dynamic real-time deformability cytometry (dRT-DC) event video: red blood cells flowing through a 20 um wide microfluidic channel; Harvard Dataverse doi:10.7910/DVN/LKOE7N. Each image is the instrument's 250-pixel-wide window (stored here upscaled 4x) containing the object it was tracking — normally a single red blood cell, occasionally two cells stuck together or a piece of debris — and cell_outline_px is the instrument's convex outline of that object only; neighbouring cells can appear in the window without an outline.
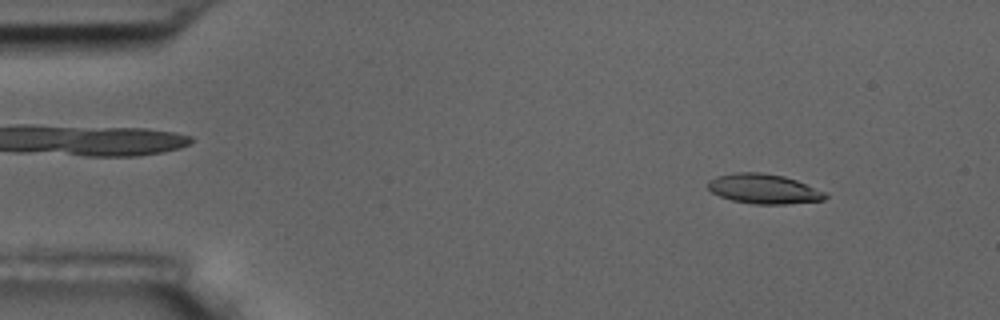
{"species": "common noctule bat (a hibernating species)", "species_latin": "Nyctalus noctula", "temperature_condition": "room temperature", "stored_images_in_passage": 4, "camera_frame_rate_fps": 3000, "um_per_image_px": 0.085, "animal": {"sex": "male", "body_mass_g": 17.5, "forearm_length_mm": 52.3}, "frame": {"image": 1, "passage_image": 1, "time_ms": 0.0, "image_size_px": [1000, 320], "cell_outline_px": [[828, 196], [824, 200], [784, 204], [752, 204], [732, 200], [720, 196], [712, 192], [708, 188], [708, 180], [716, 176], [736, 172], [760, 172], [784, 176], [796, 180], [828, 192]], "centroid_in_image_um": [64.94, 16.05], "position_along_channel_um": 20.1, "area_um2": 20.46}}
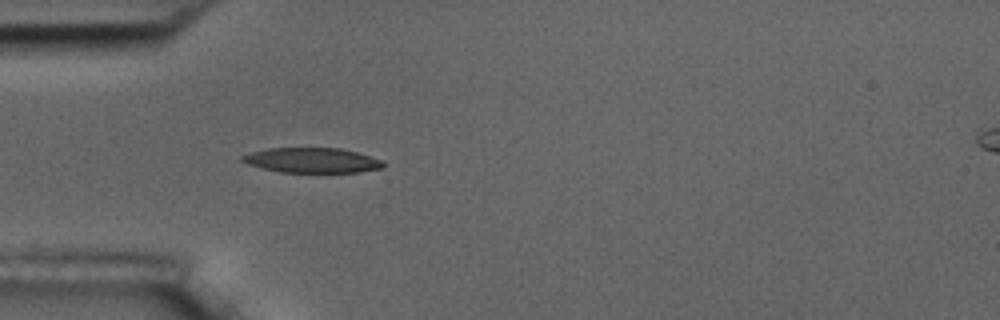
{"frame": {"image": 2, "passage_image": 4, "time_ms": 3.333, "image_size_px": [1000, 320], "cell_outline_px": [[384, 168], [360, 172], [280, 172], [248, 164], [240, 160], [240, 156], [252, 152], [268, 148], [340, 148], [356, 152], [380, 160], [384, 164]], "centroid_in_image_um": [26.5, 13.62], "position_along_channel_um": 58.5, "area_um2": 20.35}}